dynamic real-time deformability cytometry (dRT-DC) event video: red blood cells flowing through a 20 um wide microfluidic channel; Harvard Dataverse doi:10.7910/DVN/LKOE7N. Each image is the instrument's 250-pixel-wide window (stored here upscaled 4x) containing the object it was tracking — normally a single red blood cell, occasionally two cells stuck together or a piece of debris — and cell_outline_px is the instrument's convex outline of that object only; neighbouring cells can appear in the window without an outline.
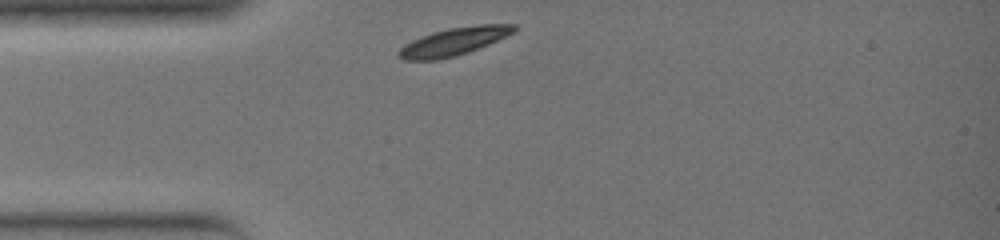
{"species": "common noctule bat (a hibernating species)", "species_latin": "Nyctalus noctula", "temperature_condition": "warm", "stored_images_in_passage": 23, "camera_frame_rate_fps": 3000, "um_per_image_px": 0.085, "animal": {"sex": "female", "body_mass_g": 19.0, "forearm_length_mm": 51.5}, "frame": {"image": 1, "passage_image": 1, "time_ms": 0.0, "image_size_px": [1000, 240], "cell_outline_px": [[516, 32], [488, 44], [468, 52], [456, 56], [436, 60], [404, 60], [396, 56], [396, 52], [400, 48], [412, 40], [432, 32], [448, 28], [480, 24], [516, 24]], "centroid_in_image_um": [38.56, 3.53], "position_along_channel_um": 46.4, "area_um2": 18.73}}
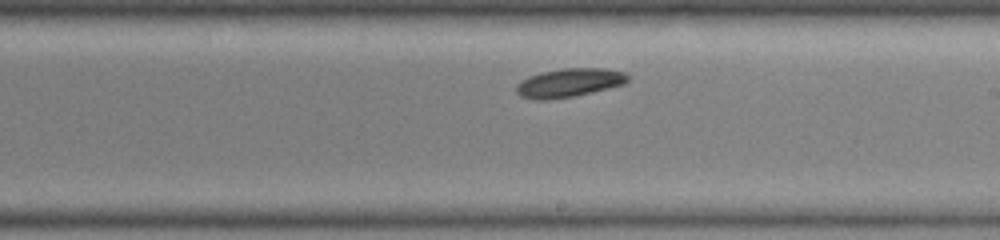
{"frame": {"image": 2, "passage_image": 13, "time_ms": 4.0, "image_size_px": [1000, 240], "cell_outline_px": [[628, 80], [624, 84], [576, 96], [548, 100], [536, 100], [520, 96], [516, 92], [516, 84], [520, 80], [528, 76], [540, 72], [560, 68], [604, 68], [624, 72], [628, 76]], "centroid_in_image_um": [48.33, 7.03], "position_along_channel_um": 240.7, "area_um2": 18.84}}
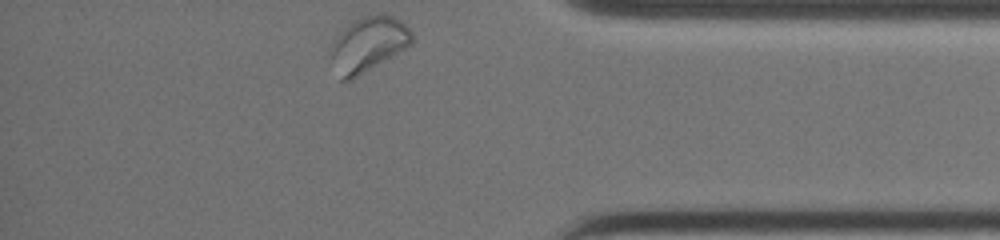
{"frame": {"image": 3, "passage_image": 23, "time_ms": 7.333, "image_size_px": [1000, 240], "cell_outline_px": [[412, 44], [352, 80], [340, 80], [328, 56], [328, 48], [336, 36], [352, 20], [360, 16], [372, 12], [384, 12], [396, 16], [412, 32]], "centroid_in_image_um": [31.25, 3.72], "position_along_channel_um": 403.9, "area_um2": 26.76}}